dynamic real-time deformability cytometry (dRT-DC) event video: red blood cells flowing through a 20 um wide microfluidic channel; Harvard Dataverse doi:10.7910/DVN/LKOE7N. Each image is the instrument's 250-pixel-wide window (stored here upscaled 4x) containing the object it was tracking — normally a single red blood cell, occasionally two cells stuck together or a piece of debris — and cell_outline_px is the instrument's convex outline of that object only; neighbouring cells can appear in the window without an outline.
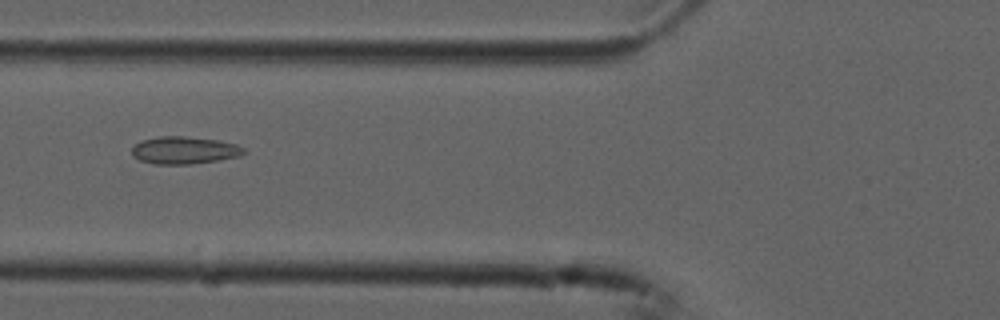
{"species": "common noctule bat (a hibernating species)", "species_latin": "Nyctalus noctula", "temperature_condition": "cold", "stored_images_in_passage": 5, "camera_frame_rate_fps": 3000, "um_per_image_px": 0.085, "animal": {"sex": "male", "forearm_length_mm": 52.5}, "frame": {"image": 1, "passage_image": 3, "time_ms": 0.667, "image_size_px": [1000, 320], "cell_outline_px": [[244, 152], [240, 156], [216, 160], [188, 164], [152, 164], [140, 160], [132, 156], [132, 148], [140, 140], [160, 136], [184, 136], [216, 140], [236, 144], [244, 148]], "centroid_in_image_um": [15.61, 12.77], "position_along_channel_um": 110.2, "area_um2": 17.74}}
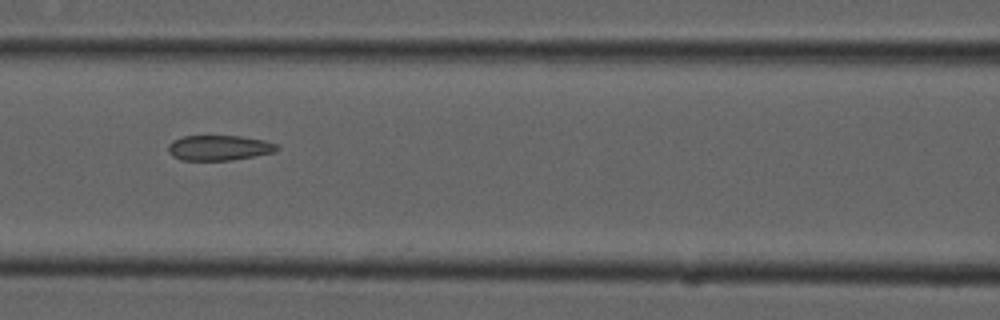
{"frame": {"image": 2, "passage_image": 4, "time_ms": 1.0, "image_size_px": [1000, 320], "cell_outline_px": [[280, 148], [276, 152], [232, 160], [180, 160], [172, 156], [168, 152], [168, 144], [172, 140], [184, 136], [240, 136], [264, 140], [276, 144]], "centroid_in_image_um": [18.61, 12.56], "position_along_channel_um": 148.0, "area_um2": 16.07}}
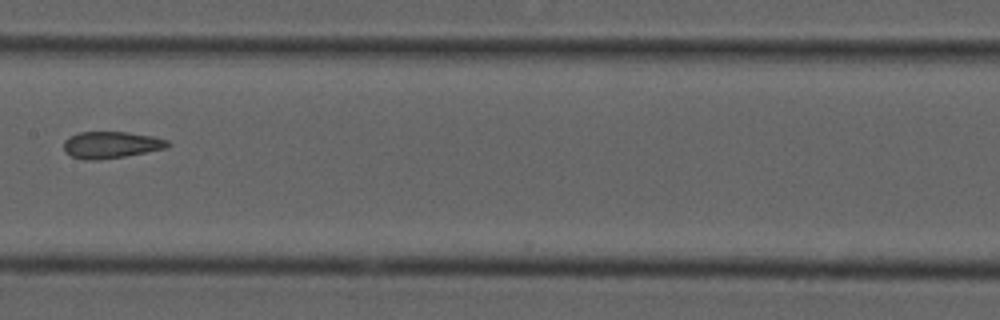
{"frame": {"image": 3, "passage_image": 5, "time_ms": 1.333, "image_size_px": [1000, 320], "cell_outline_px": [[172, 144], [168, 148], [124, 156], [96, 160], [84, 160], [72, 156], [64, 152], [64, 140], [80, 132], [128, 132], [152, 136], [168, 140]], "centroid_in_image_um": [9.47, 12.31], "position_along_channel_um": 197.9, "area_um2": 16.18}}